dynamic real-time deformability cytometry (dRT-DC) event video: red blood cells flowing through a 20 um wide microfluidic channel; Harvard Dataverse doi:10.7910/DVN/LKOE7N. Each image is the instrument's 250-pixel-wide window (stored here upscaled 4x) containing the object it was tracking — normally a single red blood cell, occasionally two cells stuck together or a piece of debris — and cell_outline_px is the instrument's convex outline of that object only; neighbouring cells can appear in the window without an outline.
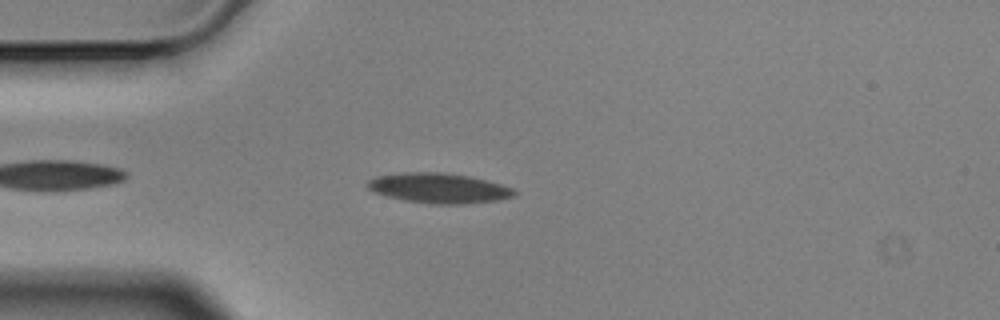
{"species": "Egyptian fruit bat (a non-hibernating species)", "species_latin": "Rousettus aegyptiacus", "temperature_condition": "cold", "stored_images_in_passage": 3, "camera_frame_rate_fps": 3000, "um_per_image_px": 0.085, "animal": {"sex": "male"}, "frame": {"image": 1, "passage_image": 3, "time_ms": 0.667, "image_size_px": [1000, 320], "cell_outline_px": [[516, 196], [496, 200], [460, 204], [428, 204], [404, 200], [388, 196], [376, 192], [368, 188], [368, 180], [376, 176], [404, 172], [444, 172], [472, 176], [488, 180], [512, 188], [516, 192]], "centroid_in_image_um": [37.32, 15.98], "position_along_channel_um": 47.7, "area_um2": 25.66}}